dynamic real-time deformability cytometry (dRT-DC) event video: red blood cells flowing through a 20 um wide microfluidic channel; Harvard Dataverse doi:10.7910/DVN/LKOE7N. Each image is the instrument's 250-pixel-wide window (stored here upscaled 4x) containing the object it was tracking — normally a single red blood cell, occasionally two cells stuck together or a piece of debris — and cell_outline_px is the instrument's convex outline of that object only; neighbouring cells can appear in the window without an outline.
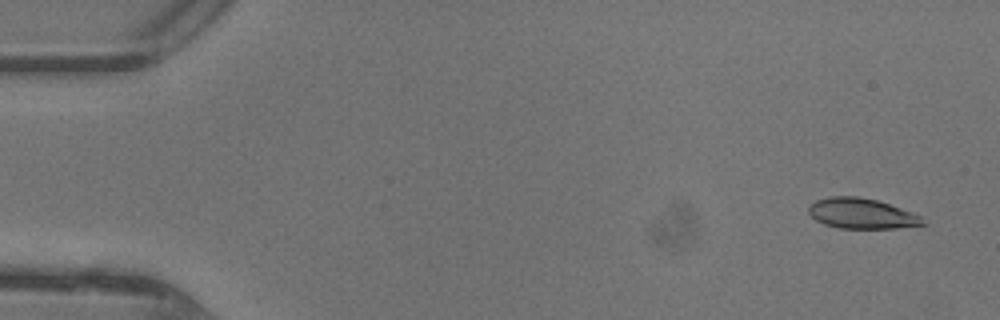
{"species": "common noctule bat (a hibernating species)", "species_latin": "Nyctalus noctula", "temperature_condition": "warm", "stored_images_in_passage": 47, "camera_frame_rate_fps": 3000, "um_per_image_px": 0.085, "animal": {"sex": "female"}, "frame": {"image": 1, "passage_image": 3, "time_ms": 0.667, "image_size_px": [1000, 320], "cell_outline_px": [[928, 224], [896, 228], [840, 228], [824, 224], [816, 220], [808, 212], [808, 208], [816, 200], [828, 196], [856, 196], [876, 200], [912, 212], [920, 216]], "centroid_in_image_um": [73.23, 18.15], "position_along_channel_um": 11.8, "area_um2": 20.06}}
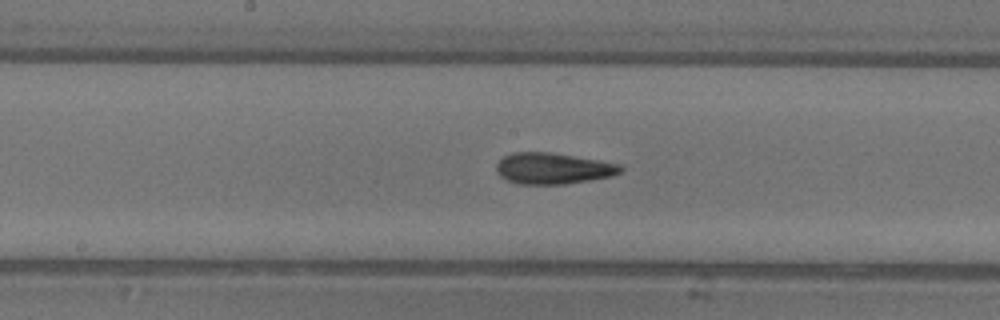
{"frame": {"image": 2, "passage_image": 25, "time_ms": 8.0, "image_size_px": [1000, 320], "cell_outline_px": [[624, 168], [620, 172], [612, 176], [564, 184], [520, 184], [508, 180], [500, 176], [496, 172], [496, 164], [504, 156], [512, 152], [548, 152], [600, 160], [620, 164]], "centroid_in_image_um": [47.0, 14.31], "position_along_channel_um": 201.2, "area_um2": 22.48}}
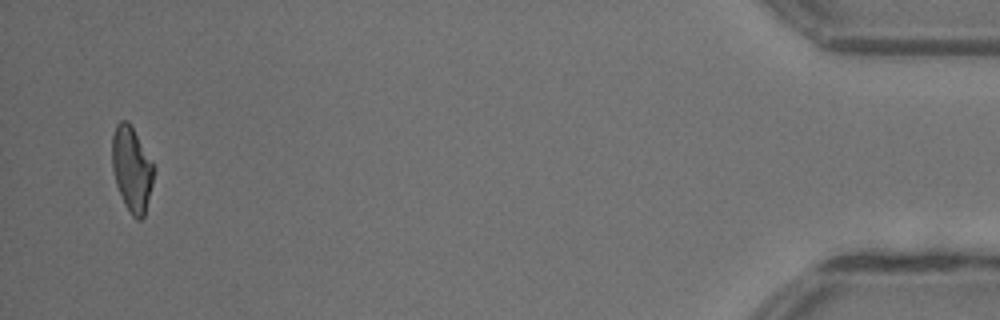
{"frame": {"image": 3, "passage_image": 46, "time_ms": 15.0, "image_size_px": [1000, 320], "cell_outline_px": [[156, 168], [144, 216], [140, 220], [136, 220], [132, 216], [124, 204], [116, 184], [112, 168], [112, 136], [116, 124], [120, 120], [128, 120], [152, 160]], "centroid_in_image_um": [11.2, 14.36], "position_along_channel_um": 424.0, "area_um2": 20.81}, "authors_computed_cell_mechanics": {"area_um2": 21.5594, "velocity_mm_per_s": 4.4306, "shape_relaxation_time_tau1_ms": null, "shape_relaxation_time_tau2_ms": 2.3143, "deformation_change_tau1": null, "deformation_change_tau2": 0.1062}}